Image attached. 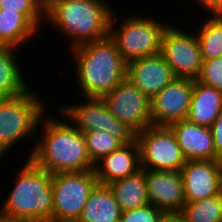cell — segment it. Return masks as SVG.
Listing matches in <instances>:
<instances>
[{
	"mask_svg": "<svg viewBox=\"0 0 222 222\" xmlns=\"http://www.w3.org/2000/svg\"><path fill=\"white\" fill-rule=\"evenodd\" d=\"M46 0H0V9L19 13H45Z\"/></svg>",
	"mask_w": 222,
	"mask_h": 222,
	"instance_id": "28",
	"label": "cell"
},
{
	"mask_svg": "<svg viewBox=\"0 0 222 222\" xmlns=\"http://www.w3.org/2000/svg\"><path fill=\"white\" fill-rule=\"evenodd\" d=\"M146 189L150 204L168 217H177L183 210L186 202L180 172L146 170Z\"/></svg>",
	"mask_w": 222,
	"mask_h": 222,
	"instance_id": "14",
	"label": "cell"
},
{
	"mask_svg": "<svg viewBox=\"0 0 222 222\" xmlns=\"http://www.w3.org/2000/svg\"><path fill=\"white\" fill-rule=\"evenodd\" d=\"M0 222H35V221L27 218L7 215L0 212Z\"/></svg>",
	"mask_w": 222,
	"mask_h": 222,
	"instance_id": "31",
	"label": "cell"
},
{
	"mask_svg": "<svg viewBox=\"0 0 222 222\" xmlns=\"http://www.w3.org/2000/svg\"><path fill=\"white\" fill-rule=\"evenodd\" d=\"M193 81L175 78L150 100L152 125L169 126L175 121L187 119Z\"/></svg>",
	"mask_w": 222,
	"mask_h": 222,
	"instance_id": "12",
	"label": "cell"
},
{
	"mask_svg": "<svg viewBox=\"0 0 222 222\" xmlns=\"http://www.w3.org/2000/svg\"><path fill=\"white\" fill-rule=\"evenodd\" d=\"M180 173L186 203L222 193V162L218 160H187Z\"/></svg>",
	"mask_w": 222,
	"mask_h": 222,
	"instance_id": "13",
	"label": "cell"
},
{
	"mask_svg": "<svg viewBox=\"0 0 222 222\" xmlns=\"http://www.w3.org/2000/svg\"><path fill=\"white\" fill-rule=\"evenodd\" d=\"M46 116L45 113L37 129L43 131L42 137L36 138L28 159L52 174L93 170L95 164L89 158L84 134L65 122L64 116L63 121Z\"/></svg>",
	"mask_w": 222,
	"mask_h": 222,
	"instance_id": "1",
	"label": "cell"
},
{
	"mask_svg": "<svg viewBox=\"0 0 222 222\" xmlns=\"http://www.w3.org/2000/svg\"><path fill=\"white\" fill-rule=\"evenodd\" d=\"M210 130L213 137L216 160L222 162V113L214 120Z\"/></svg>",
	"mask_w": 222,
	"mask_h": 222,
	"instance_id": "29",
	"label": "cell"
},
{
	"mask_svg": "<svg viewBox=\"0 0 222 222\" xmlns=\"http://www.w3.org/2000/svg\"><path fill=\"white\" fill-rule=\"evenodd\" d=\"M177 218L181 222H222V193L185 203Z\"/></svg>",
	"mask_w": 222,
	"mask_h": 222,
	"instance_id": "24",
	"label": "cell"
},
{
	"mask_svg": "<svg viewBox=\"0 0 222 222\" xmlns=\"http://www.w3.org/2000/svg\"><path fill=\"white\" fill-rule=\"evenodd\" d=\"M217 15L222 19V10Z\"/></svg>",
	"mask_w": 222,
	"mask_h": 222,
	"instance_id": "33",
	"label": "cell"
},
{
	"mask_svg": "<svg viewBox=\"0 0 222 222\" xmlns=\"http://www.w3.org/2000/svg\"><path fill=\"white\" fill-rule=\"evenodd\" d=\"M196 80L222 92V56L203 61Z\"/></svg>",
	"mask_w": 222,
	"mask_h": 222,
	"instance_id": "27",
	"label": "cell"
},
{
	"mask_svg": "<svg viewBox=\"0 0 222 222\" xmlns=\"http://www.w3.org/2000/svg\"><path fill=\"white\" fill-rule=\"evenodd\" d=\"M122 210L108 185L97 184L76 222H120Z\"/></svg>",
	"mask_w": 222,
	"mask_h": 222,
	"instance_id": "20",
	"label": "cell"
},
{
	"mask_svg": "<svg viewBox=\"0 0 222 222\" xmlns=\"http://www.w3.org/2000/svg\"><path fill=\"white\" fill-rule=\"evenodd\" d=\"M221 113L222 92L194 80L187 120L200 126L210 127Z\"/></svg>",
	"mask_w": 222,
	"mask_h": 222,
	"instance_id": "19",
	"label": "cell"
},
{
	"mask_svg": "<svg viewBox=\"0 0 222 222\" xmlns=\"http://www.w3.org/2000/svg\"><path fill=\"white\" fill-rule=\"evenodd\" d=\"M126 73V78L150 100L176 78L160 53L128 62Z\"/></svg>",
	"mask_w": 222,
	"mask_h": 222,
	"instance_id": "15",
	"label": "cell"
},
{
	"mask_svg": "<svg viewBox=\"0 0 222 222\" xmlns=\"http://www.w3.org/2000/svg\"><path fill=\"white\" fill-rule=\"evenodd\" d=\"M83 134L89 158L94 164L122 145L118 139L108 132L90 131Z\"/></svg>",
	"mask_w": 222,
	"mask_h": 222,
	"instance_id": "25",
	"label": "cell"
},
{
	"mask_svg": "<svg viewBox=\"0 0 222 222\" xmlns=\"http://www.w3.org/2000/svg\"><path fill=\"white\" fill-rule=\"evenodd\" d=\"M141 169L138 141L122 144L118 149L103 156L94 165L98 184L109 183L137 173Z\"/></svg>",
	"mask_w": 222,
	"mask_h": 222,
	"instance_id": "16",
	"label": "cell"
},
{
	"mask_svg": "<svg viewBox=\"0 0 222 222\" xmlns=\"http://www.w3.org/2000/svg\"><path fill=\"white\" fill-rule=\"evenodd\" d=\"M107 4L104 0H46L45 23L62 31L72 49L109 36L114 8Z\"/></svg>",
	"mask_w": 222,
	"mask_h": 222,
	"instance_id": "2",
	"label": "cell"
},
{
	"mask_svg": "<svg viewBox=\"0 0 222 222\" xmlns=\"http://www.w3.org/2000/svg\"><path fill=\"white\" fill-rule=\"evenodd\" d=\"M122 212L149 204L146 189V170L108 184Z\"/></svg>",
	"mask_w": 222,
	"mask_h": 222,
	"instance_id": "21",
	"label": "cell"
},
{
	"mask_svg": "<svg viewBox=\"0 0 222 222\" xmlns=\"http://www.w3.org/2000/svg\"><path fill=\"white\" fill-rule=\"evenodd\" d=\"M76 83L85 98H102L125 78L127 63L110 36L72 48Z\"/></svg>",
	"mask_w": 222,
	"mask_h": 222,
	"instance_id": "3",
	"label": "cell"
},
{
	"mask_svg": "<svg viewBox=\"0 0 222 222\" xmlns=\"http://www.w3.org/2000/svg\"><path fill=\"white\" fill-rule=\"evenodd\" d=\"M131 16L132 14L126 19L123 17L120 26H116L118 19L114 10L109 31L110 38L126 63L159 54L162 35L168 27L167 23L159 22L158 18L156 20L153 17H143L138 13Z\"/></svg>",
	"mask_w": 222,
	"mask_h": 222,
	"instance_id": "6",
	"label": "cell"
},
{
	"mask_svg": "<svg viewBox=\"0 0 222 222\" xmlns=\"http://www.w3.org/2000/svg\"><path fill=\"white\" fill-rule=\"evenodd\" d=\"M168 216L153 204H147L143 207L123 211L120 222H166Z\"/></svg>",
	"mask_w": 222,
	"mask_h": 222,
	"instance_id": "26",
	"label": "cell"
},
{
	"mask_svg": "<svg viewBox=\"0 0 222 222\" xmlns=\"http://www.w3.org/2000/svg\"><path fill=\"white\" fill-rule=\"evenodd\" d=\"M110 112L137 134L152 126L150 99L125 78L101 98Z\"/></svg>",
	"mask_w": 222,
	"mask_h": 222,
	"instance_id": "11",
	"label": "cell"
},
{
	"mask_svg": "<svg viewBox=\"0 0 222 222\" xmlns=\"http://www.w3.org/2000/svg\"><path fill=\"white\" fill-rule=\"evenodd\" d=\"M86 100V102H85ZM79 104L60 107V114L66 117L82 133L104 131L112 134L122 144L137 140V133L124 122L117 119L101 98H85Z\"/></svg>",
	"mask_w": 222,
	"mask_h": 222,
	"instance_id": "8",
	"label": "cell"
},
{
	"mask_svg": "<svg viewBox=\"0 0 222 222\" xmlns=\"http://www.w3.org/2000/svg\"><path fill=\"white\" fill-rule=\"evenodd\" d=\"M166 222H181L177 217H169Z\"/></svg>",
	"mask_w": 222,
	"mask_h": 222,
	"instance_id": "32",
	"label": "cell"
},
{
	"mask_svg": "<svg viewBox=\"0 0 222 222\" xmlns=\"http://www.w3.org/2000/svg\"><path fill=\"white\" fill-rule=\"evenodd\" d=\"M25 161L0 212L35 222H52V173L37 167L30 159Z\"/></svg>",
	"mask_w": 222,
	"mask_h": 222,
	"instance_id": "4",
	"label": "cell"
},
{
	"mask_svg": "<svg viewBox=\"0 0 222 222\" xmlns=\"http://www.w3.org/2000/svg\"><path fill=\"white\" fill-rule=\"evenodd\" d=\"M137 141L143 170L180 172L187 161L169 126H149L137 134Z\"/></svg>",
	"mask_w": 222,
	"mask_h": 222,
	"instance_id": "9",
	"label": "cell"
},
{
	"mask_svg": "<svg viewBox=\"0 0 222 222\" xmlns=\"http://www.w3.org/2000/svg\"><path fill=\"white\" fill-rule=\"evenodd\" d=\"M11 46H0V98L18 96L30 87Z\"/></svg>",
	"mask_w": 222,
	"mask_h": 222,
	"instance_id": "22",
	"label": "cell"
},
{
	"mask_svg": "<svg viewBox=\"0 0 222 222\" xmlns=\"http://www.w3.org/2000/svg\"><path fill=\"white\" fill-rule=\"evenodd\" d=\"M98 184L94 170L52 174V222H76Z\"/></svg>",
	"mask_w": 222,
	"mask_h": 222,
	"instance_id": "7",
	"label": "cell"
},
{
	"mask_svg": "<svg viewBox=\"0 0 222 222\" xmlns=\"http://www.w3.org/2000/svg\"><path fill=\"white\" fill-rule=\"evenodd\" d=\"M196 36L200 45L202 60H210L222 56V19L218 15L205 17Z\"/></svg>",
	"mask_w": 222,
	"mask_h": 222,
	"instance_id": "23",
	"label": "cell"
},
{
	"mask_svg": "<svg viewBox=\"0 0 222 222\" xmlns=\"http://www.w3.org/2000/svg\"><path fill=\"white\" fill-rule=\"evenodd\" d=\"M35 90L9 98H0V156L10 148L38 133V125L46 113L47 101ZM26 137V138H25Z\"/></svg>",
	"mask_w": 222,
	"mask_h": 222,
	"instance_id": "5",
	"label": "cell"
},
{
	"mask_svg": "<svg viewBox=\"0 0 222 222\" xmlns=\"http://www.w3.org/2000/svg\"><path fill=\"white\" fill-rule=\"evenodd\" d=\"M186 160H216L210 127L200 126L187 119L169 125Z\"/></svg>",
	"mask_w": 222,
	"mask_h": 222,
	"instance_id": "17",
	"label": "cell"
},
{
	"mask_svg": "<svg viewBox=\"0 0 222 222\" xmlns=\"http://www.w3.org/2000/svg\"><path fill=\"white\" fill-rule=\"evenodd\" d=\"M45 13H19L0 9V46L18 48L37 35Z\"/></svg>",
	"mask_w": 222,
	"mask_h": 222,
	"instance_id": "18",
	"label": "cell"
},
{
	"mask_svg": "<svg viewBox=\"0 0 222 222\" xmlns=\"http://www.w3.org/2000/svg\"><path fill=\"white\" fill-rule=\"evenodd\" d=\"M197 5L203 6V10L206 9L207 12L212 13V15H217L222 10V0H195Z\"/></svg>",
	"mask_w": 222,
	"mask_h": 222,
	"instance_id": "30",
	"label": "cell"
},
{
	"mask_svg": "<svg viewBox=\"0 0 222 222\" xmlns=\"http://www.w3.org/2000/svg\"><path fill=\"white\" fill-rule=\"evenodd\" d=\"M168 24L162 35L160 54L176 78L196 80L203 64L197 36L177 28L175 24Z\"/></svg>",
	"mask_w": 222,
	"mask_h": 222,
	"instance_id": "10",
	"label": "cell"
}]
</instances>
